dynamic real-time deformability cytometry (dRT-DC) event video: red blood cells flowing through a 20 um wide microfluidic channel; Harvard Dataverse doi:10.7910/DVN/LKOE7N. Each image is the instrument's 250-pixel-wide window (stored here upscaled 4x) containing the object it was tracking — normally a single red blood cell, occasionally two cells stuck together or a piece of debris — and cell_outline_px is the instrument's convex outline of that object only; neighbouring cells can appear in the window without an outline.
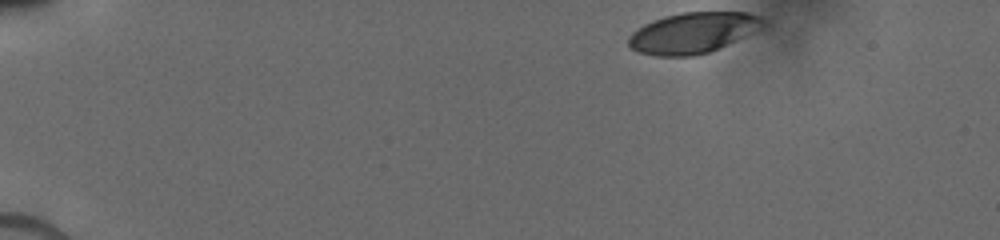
{"species": "human", "species_latin": "Homo sapiens", "temperature_condition": "cold", "stored_images_in_passage": 37, "camera_frame_rate_fps": 3000, "um_per_image_px": 0.085, "donor": {"sex": "male"}, "frame": {"image": 1, "passage_image": 1, "time_ms": 0.0, "image_size_px": [1000, 240], "cell_outline_px": [[768, 24], [708, 52], [692, 56], [656, 56], [640, 52], [632, 48], [628, 44], [628, 36], [632, 32], [644, 24], [652, 20], [664, 16], [684, 12], [748, 12], [760, 16]], "centroid_in_image_um": [58.86, 2.77], "position_along_channel_um": 26.1, "area_um2": 31.56}}
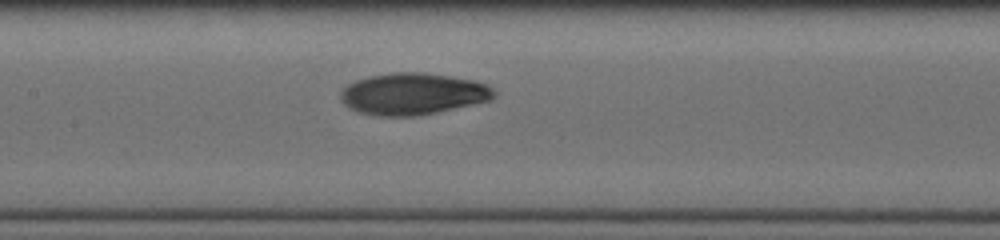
{"frame": {"image": 2, "passage_image": 21, "time_ms": 6.333, "image_size_px": [1000, 240], "cell_outline_px": [[496, 96], [492, 100], [420, 116], [380, 116], [360, 112], [344, 104], [340, 100], [340, 92], [348, 84], [356, 80], [368, 76], [392, 72], [424, 72], [452, 76], [476, 80], [488, 84], [496, 92]], "centroid_in_image_um": [35.14, 7.97], "position_along_channel_um": 172.3, "area_um2": 37.69}}
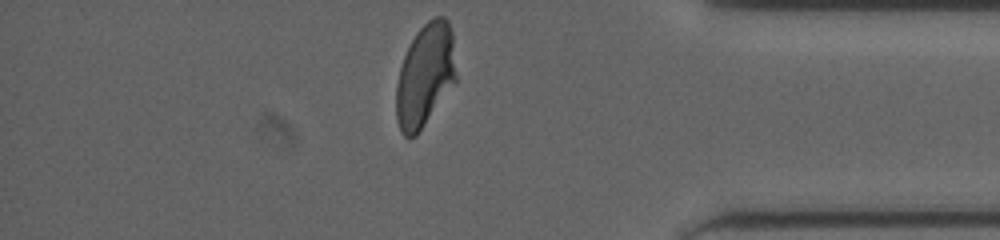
{"frame": {"image": 3, "passage_image": 37, "time_ms": 12.333, "image_size_px": [1000, 240], "cell_outline_px": [[456, 80], [416, 136], [408, 140], [400, 132], [396, 120], [396, 84], [400, 68], [404, 56], [416, 32], [428, 20], [436, 16], [444, 16], [448, 20], [452, 32], [456, 76]], "centroid_in_image_um": [36.11, 6.42], "position_along_channel_um": 399.1, "area_um2": 35.84}}